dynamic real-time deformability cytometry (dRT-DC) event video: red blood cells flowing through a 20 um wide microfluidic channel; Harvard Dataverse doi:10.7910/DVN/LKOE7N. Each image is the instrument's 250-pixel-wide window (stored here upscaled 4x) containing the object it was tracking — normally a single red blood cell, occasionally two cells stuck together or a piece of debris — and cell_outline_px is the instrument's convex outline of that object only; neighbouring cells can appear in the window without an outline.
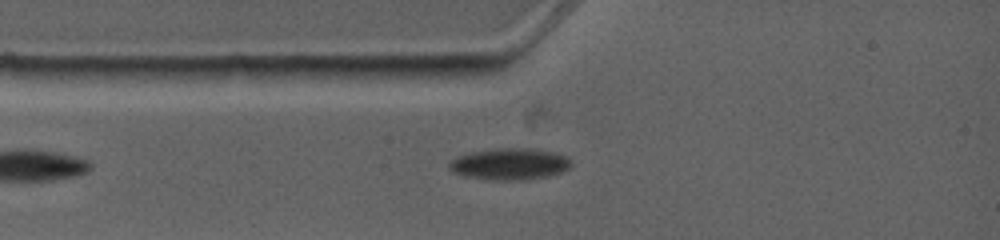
{"species": "common noctule bat (a hibernating species)", "species_latin": "Nyctalus noctula", "temperature_condition": "warm", "stored_images_in_passage": 3, "camera_frame_rate_fps": 4500, "um_per_image_px": 0.085, "animal": {"sex": "female", "body_mass_g": 19.0, "forearm_length_mm": 53.3}, "frame": {"image": 1, "passage_image": 3, "time_ms": 1.778, "image_size_px": [1000, 240], "cell_outline_px": [[572, 164], [564, 172], [548, 176], [528, 180], [492, 180], [464, 176], [452, 172], [448, 168], [448, 164], [456, 156], [468, 152], [500, 148], [532, 148], [552, 152], [568, 156]], "centroid_in_image_um": [43.32, 13.94], "position_along_channel_um": 41.7, "area_um2": 22.77}}